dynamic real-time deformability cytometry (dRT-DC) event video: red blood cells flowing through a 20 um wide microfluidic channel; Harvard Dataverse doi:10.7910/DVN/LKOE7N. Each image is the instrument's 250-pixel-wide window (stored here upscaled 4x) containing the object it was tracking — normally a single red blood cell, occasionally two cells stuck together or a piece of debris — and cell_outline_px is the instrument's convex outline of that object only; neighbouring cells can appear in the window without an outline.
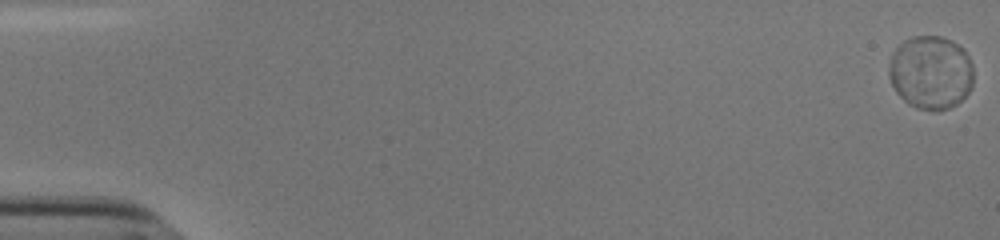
{"species": "human", "species_latin": "Homo sapiens", "temperature_condition": "cold", "stored_images_in_passage": 56, "camera_frame_rate_fps": 3000, "um_per_image_px": 0.085, "donor": {"sex": "male"}, "frame": {"image": 1, "passage_image": 1, "time_ms": 0.0, "image_size_px": [1000, 240], "cell_outline_px": [[972, 88], [956, 104], [948, 108], [936, 112], [916, 108], [908, 104], [896, 92], [888, 76], [888, 68], [892, 52], [904, 40], [912, 36], [940, 36], [952, 40], [964, 48], [972, 64]], "centroid_in_image_um": [79.1, 6.15], "position_along_channel_um": 5.9, "area_um2": 36.59}}
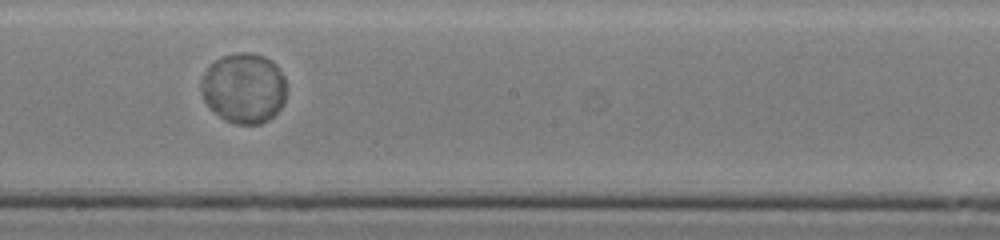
{"frame": {"image": 2, "passage_image": 33, "time_ms": 10.667, "image_size_px": [1000, 240], "cell_outline_px": [[284, 100], [280, 108], [268, 120], [260, 124], [236, 124], [224, 120], [204, 100], [200, 92], [200, 84], [204, 72], [216, 60], [224, 56], [236, 52], [252, 52], [264, 56], [272, 60], [276, 64], [284, 76]], "centroid_in_image_um": [20.72, 7.48], "position_along_channel_um": 227.5, "area_um2": 34.8}}
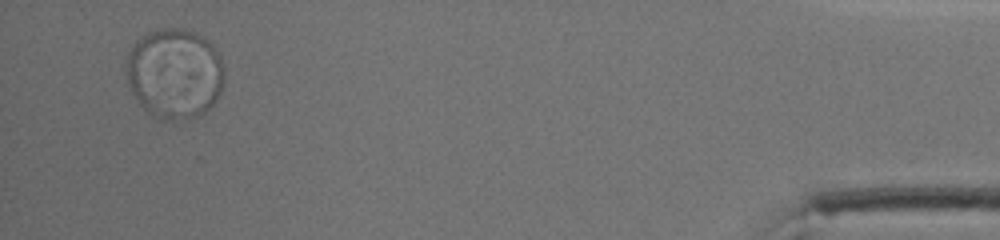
{"frame": {"image": 3, "passage_image": 54, "time_ms": 17.667, "image_size_px": [1000, 240], "cell_outline_px": [[224, 84], [216, 100], [204, 112], [188, 120], [164, 120], [144, 108], [140, 104], [132, 92], [128, 84], [124, 72], [124, 64], [128, 52], [132, 44], [140, 36], [156, 28], [184, 28], [208, 40], [212, 44], [220, 56], [224, 68]], "centroid_in_image_um": [14.81, 6.22], "position_along_channel_um": 420.4, "area_um2": 52.19}, "authors_computed_cell_mechanics": {"area_um2": 35.6915, "velocity_mm_per_s": 3.7403, "shape_relaxation_time_tau1_ms": 1.0536, "shape_relaxation_time_tau2_ms": null, "deformation_change_tau1": 0.0239, "deformation_change_tau2": null}}